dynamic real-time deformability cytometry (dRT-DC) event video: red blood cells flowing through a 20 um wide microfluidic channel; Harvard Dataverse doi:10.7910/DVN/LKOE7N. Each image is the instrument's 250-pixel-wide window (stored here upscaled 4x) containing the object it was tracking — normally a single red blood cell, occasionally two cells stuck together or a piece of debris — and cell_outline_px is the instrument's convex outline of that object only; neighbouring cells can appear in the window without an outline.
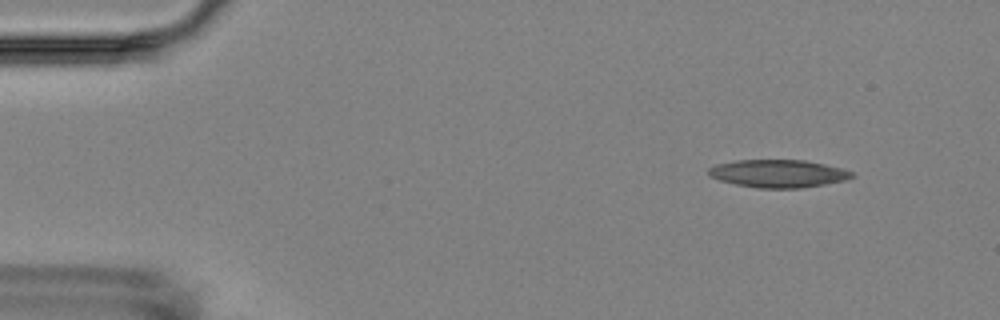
{"species": "Egyptian fruit bat (a non-hibernating species)", "species_latin": "Rousettus aegyptiacus", "temperature_condition": "room temperature", "stored_images_in_passage": 9, "camera_frame_rate_fps": 3000, "um_per_image_px": 0.085, "animal": {"sex": "female"}, "frame": {"image": 1, "passage_image": 1, "time_ms": 0.0, "image_size_px": [1000, 320], "cell_outline_px": [[856, 176], [844, 180], [824, 184], [800, 188], [756, 188], [736, 184], [720, 180], [708, 176], [708, 168], [716, 164], [736, 160], [804, 160], [824, 164], [856, 172]], "centroid_in_image_um": [66.14, 14.75], "position_along_channel_um": 18.9, "area_um2": 23.24}}
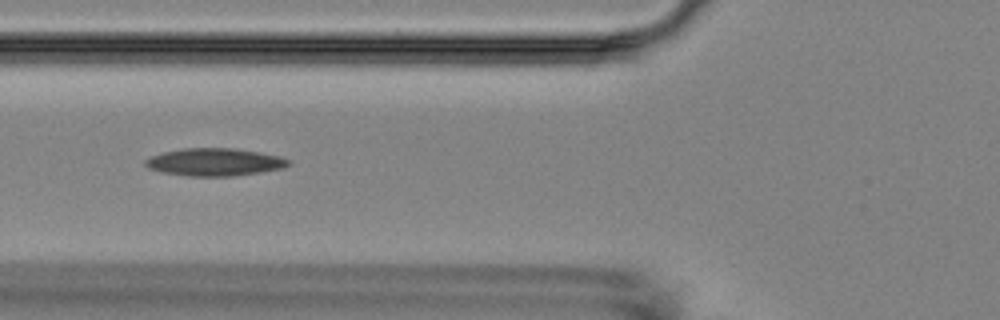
{"frame": {"image": 2, "passage_image": 5, "time_ms": 5.0, "image_size_px": [1000, 320], "cell_outline_px": [[292, 164], [284, 168], [260, 172], [232, 176], [188, 176], [160, 172], [148, 168], [144, 164], [144, 160], [152, 156], [164, 152], [184, 148], [232, 148], [280, 156], [288, 160]], "centroid_in_image_um": [18.22, 13.78], "position_along_channel_um": 107.6, "area_um2": 22.95}}
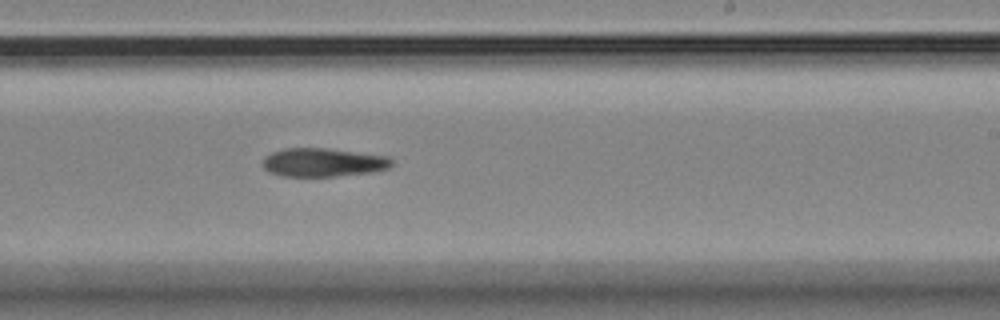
{"frame": {"image": 3, "passage_image": 9, "time_ms": 9.333, "image_size_px": [1000, 320], "cell_outline_px": [[392, 164], [388, 168], [372, 172], [336, 176], [284, 176], [268, 172], [264, 168], [264, 156], [272, 152], [284, 148], [324, 148], [388, 156], [392, 160]], "centroid_in_image_um": [27.45, 13.8], "position_along_channel_um": 261.5, "area_um2": 21.33}}